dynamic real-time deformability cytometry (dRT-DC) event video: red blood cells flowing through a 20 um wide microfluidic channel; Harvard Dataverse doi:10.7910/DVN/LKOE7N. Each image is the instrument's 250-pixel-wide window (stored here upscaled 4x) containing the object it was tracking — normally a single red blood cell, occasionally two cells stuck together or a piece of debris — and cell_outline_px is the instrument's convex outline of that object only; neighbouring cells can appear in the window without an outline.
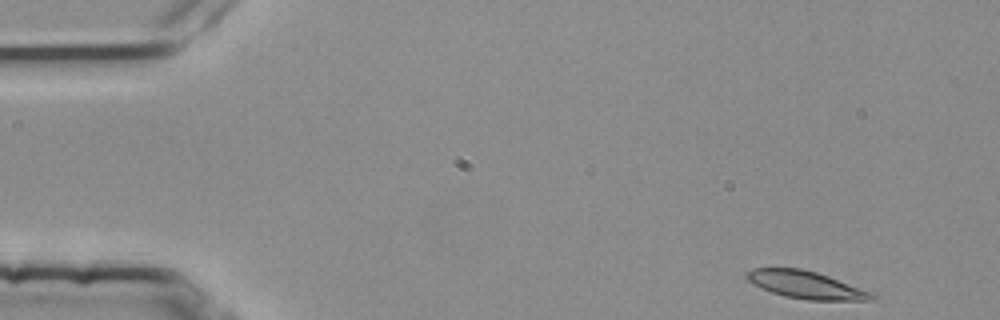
{"species": "common noctule bat (a hibernating species)", "species_latin": "Nyctalus noctula", "temperature_condition": "room temperature", "stored_images_in_passage": 4, "camera_frame_rate_fps": 3000, "um_per_image_px": 0.085, "animal": {"sex": "female", "body_mass_g": 25.1}, "frame": {"image": 1, "passage_image": 1, "time_ms": 0.0, "image_size_px": [1000, 320], "cell_outline_px": [[876, 300], [808, 300], [784, 296], [760, 288], [752, 284], [744, 276], [744, 272], [752, 268], [800, 268], [816, 272], [828, 276], [868, 292], [876, 296]], "centroid_in_image_um": [68.39, 24.2], "position_along_channel_um": 16.6, "area_um2": 19.83}}